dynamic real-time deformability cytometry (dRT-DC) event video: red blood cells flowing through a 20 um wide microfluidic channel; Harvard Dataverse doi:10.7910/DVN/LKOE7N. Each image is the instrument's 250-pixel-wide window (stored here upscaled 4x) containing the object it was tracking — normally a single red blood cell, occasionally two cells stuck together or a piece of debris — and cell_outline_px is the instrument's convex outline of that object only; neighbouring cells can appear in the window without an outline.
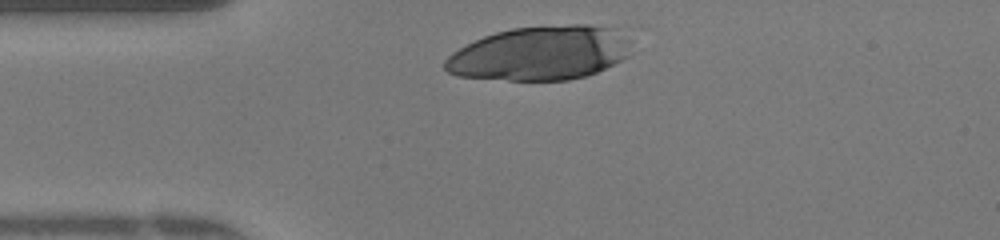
{"species": "human", "species_latin": "Homo sapiens", "temperature_condition": "warm", "stored_images_in_passage": 29, "camera_frame_rate_fps": 3000, "um_per_image_px": 0.085, "donor": {"sex": "female"}, "frame": {"image": 1, "passage_image": 2, "time_ms": 0.333, "image_size_px": [1000, 240], "cell_outline_px": [[628, 56], [596, 72], [584, 76], [568, 80], [508, 80], [456, 76], [448, 72], [444, 68], [444, 60], [452, 52], [484, 36], [496, 32], [512, 28], [572, 24], [588, 24], [608, 28], [628, 40]], "centroid_in_image_um": [45.83, 4.53], "position_along_channel_um": 39.2, "area_um2": 57.97}}